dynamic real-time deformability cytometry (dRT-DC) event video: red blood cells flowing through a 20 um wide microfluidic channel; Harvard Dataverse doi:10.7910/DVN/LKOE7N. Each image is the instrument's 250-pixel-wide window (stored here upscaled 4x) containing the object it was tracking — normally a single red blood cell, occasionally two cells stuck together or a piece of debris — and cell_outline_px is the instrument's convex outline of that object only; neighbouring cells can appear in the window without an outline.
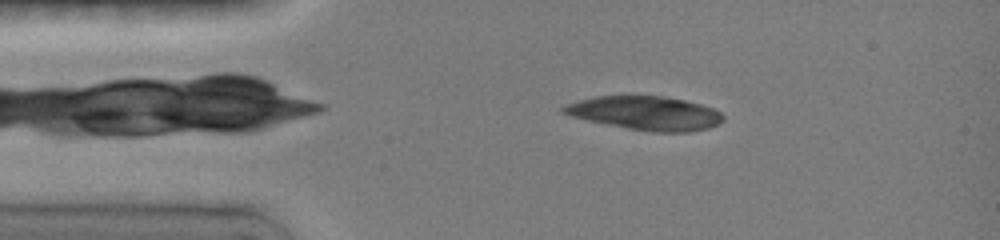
{"species": "common noctule bat (a hibernating species)", "species_latin": "Nyctalus noctula", "temperature_condition": "room temperature", "stored_images_in_passage": 14, "camera_frame_rate_fps": 3000, "um_per_image_px": 0.085, "animal": {"sex": "female", "body_mass_g": 19.0, "forearm_length_mm": 51.5}, "frame": {"image": 1, "passage_image": 3, "time_ms": 1.667, "image_size_px": [1000, 240], "cell_outline_px": [[724, 120], [708, 128], [688, 132], [652, 132], [628, 128], [588, 120], [572, 116], [560, 112], [560, 108], [564, 104], [592, 96], [628, 92], [636, 92], [664, 96], [684, 100], [700, 104], [712, 108], [720, 112], [724, 116]], "centroid_in_image_um": [54.79, 9.55], "position_along_channel_um": 30.2, "area_um2": 32.48}}